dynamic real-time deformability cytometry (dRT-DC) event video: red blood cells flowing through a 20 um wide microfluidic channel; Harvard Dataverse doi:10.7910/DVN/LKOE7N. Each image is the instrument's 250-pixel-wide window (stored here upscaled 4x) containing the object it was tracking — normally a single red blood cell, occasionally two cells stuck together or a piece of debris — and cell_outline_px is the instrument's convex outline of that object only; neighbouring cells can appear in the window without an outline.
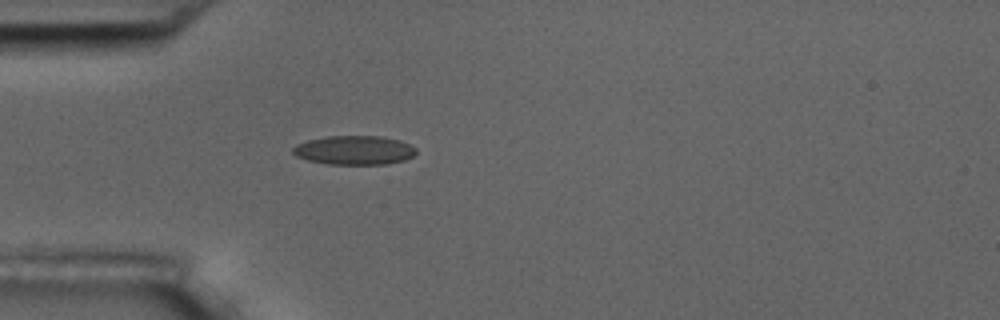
{"species": "common noctule bat (a hibernating species)", "species_latin": "Nyctalus noctula", "temperature_condition": "room temperature", "stored_images_in_passage": 5, "camera_frame_rate_fps": 3000, "um_per_image_px": 0.085, "animal": {"sex": "male", "body_mass_g": 17.5, "forearm_length_mm": 52.3}, "frame": {"image": 1, "passage_image": 5, "time_ms": 4.333, "image_size_px": [1000, 320], "cell_outline_px": [[416, 152], [412, 156], [404, 160], [388, 164], [328, 164], [308, 160], [296, 156], [292, 152], [292, 148], [296, 144], [308, 140], [328, 136], [380, 136], [400, 140], [416, 148]], "centroid_in_image_um": [30.1, 12.76], "position_along_channel_um": 54.9, "area_um2": 20.81}}